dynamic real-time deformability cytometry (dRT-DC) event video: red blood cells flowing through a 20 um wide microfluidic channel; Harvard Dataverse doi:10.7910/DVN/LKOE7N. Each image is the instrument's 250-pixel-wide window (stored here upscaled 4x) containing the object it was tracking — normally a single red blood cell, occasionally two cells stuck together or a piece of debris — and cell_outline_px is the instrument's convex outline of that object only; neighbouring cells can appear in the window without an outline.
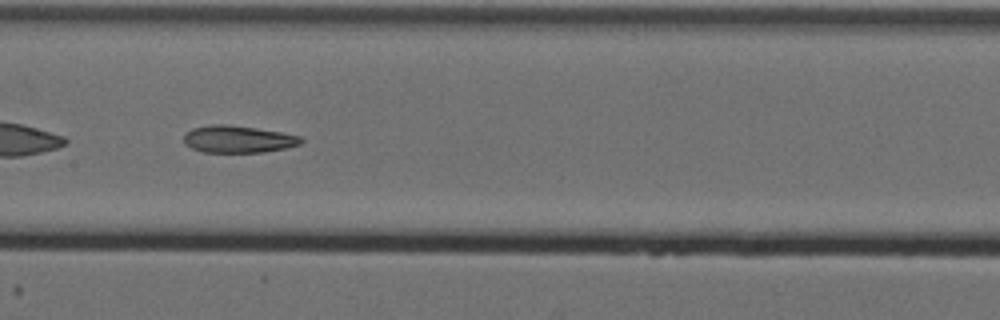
{"species": "Egyptian fruit bat (a non-hibernating species)", "species_latin": "Rousettus aegyptiacus", "temperature_condition": "cold", "stored_images_in_passage": 39, "camera_frame_rate_fps": 3000, "um_per_image_px": 0.085, "animal": {"sex": "female"}, "frame": {"image": 1, "passage_image": 12, "time_ms": 3.667, "image_size_px": [1000, 320], "cell_outline_px": [[304, 140], [300, 144], [288, 148], [264, 152], [204, 152], [192, 148], [184, 144], [184, 132], [192, 128], [212, 124], [224, 124], [256, 128], [280, 132], [300, 136]], "centroid_in_image_um": [20.22, 11.83], "position_along_channel_um": 187.2, "area_um2": 18.61}}
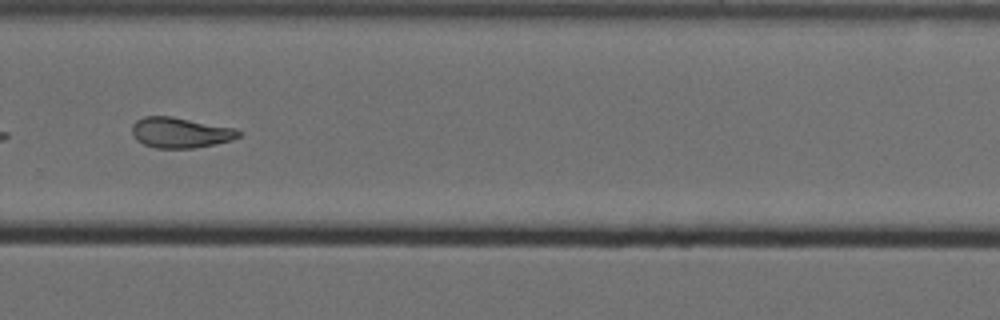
{"frame": {"image": 2, "passage_image": 23, "time_ms": 7.333, "image_size_px": [1000, 320], "cell_outline_px": [[240, 136], [232, 140], [216, 144], [192, 148], [156, 148], [144, 144], [136, 140], [132, 136], [132, 124], [136, 120], [144, 116], [172, 116], [236, 128], [240, 132]], "centroid_in_image_um": [15.31, 11.27], "position_along_channel_um": 314.5, "area_um2": 19.07}}